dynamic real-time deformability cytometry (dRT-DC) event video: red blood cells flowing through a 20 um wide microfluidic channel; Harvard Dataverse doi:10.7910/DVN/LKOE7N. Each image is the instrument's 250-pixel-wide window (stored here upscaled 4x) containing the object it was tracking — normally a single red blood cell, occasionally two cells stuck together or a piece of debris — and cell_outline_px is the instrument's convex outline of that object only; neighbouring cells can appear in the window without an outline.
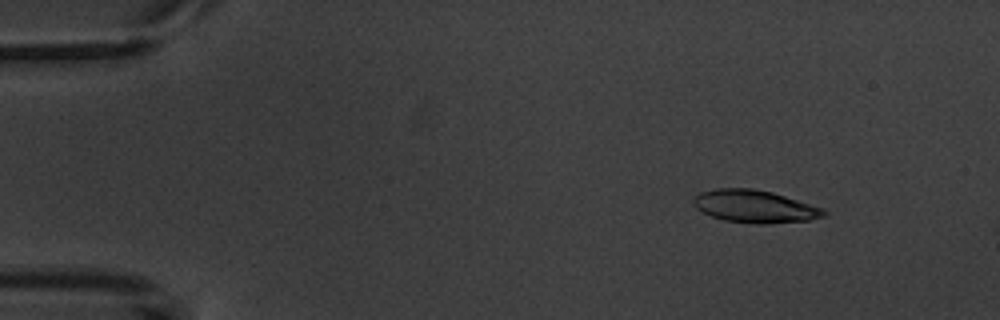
{"species": "common noctule bat (a hibernating species)", "species_latin": "Nyctalus noctula", "temperature_condition": "warm", "stored_images_in_passage": 4, "camera_frame_rate_fps": 3000, "um_per_image_px": 0.085, "animal": {"sex": "male", "body_mass_g": 20.1, "forearm_length_mm": 53.5}, "frame": {"image": 1, "passage_image": 2, "time_ms": 1.333, "image_size_px": [1000, 320], "cell_outline_px": [[828, 212], [824, 216], [808, 220], [768, 224], [756, 224], [724, 220], [712, 216], [696, 208], [692, 204], [692, 196], [700, 192], [716, 188], [752, 188], [772, 192], [824, 208]], "centroid_in_image_um": [64.13, 17.54], "position_along_channel_um": 20.9, "area_um2": 24.91}}